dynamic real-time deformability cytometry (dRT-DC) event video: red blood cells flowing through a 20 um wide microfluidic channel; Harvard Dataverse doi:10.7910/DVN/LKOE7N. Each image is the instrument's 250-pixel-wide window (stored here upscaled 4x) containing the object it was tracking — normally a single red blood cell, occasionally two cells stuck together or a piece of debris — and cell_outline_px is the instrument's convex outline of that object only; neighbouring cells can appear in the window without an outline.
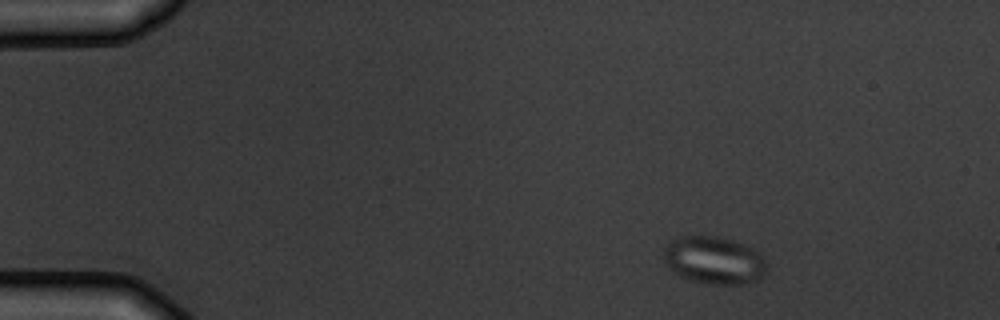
{"species": "common noctule bat (a hibernating species)", "species_latin": "Nyctalus noctula", "temperature_condition": "warm", "stored_images_in_passage": 3, "camera_frame_rate_fps": 3000, "um_per_image_px": 0.085, "animal": {"sex": "male", "body_mass_g": 19.5, "forearm_length_mm": 54.6}, "frame": {"image": 1, "passage_image": 1, "time_ms": 0.0, "image_size_px": [1000, 320], "cell_outline_px": [[768, 264], [764, 272], [756, 280], [744, 284], [708, 284], [692, 280], [680, 276], [668, 268], [664, 260], [664, 248], [668, 240], [680, 236], [724, 236], [744, 244], [760, 252]], "centroid_in_image_um": [60.68, 22.1], "position_along_channel_um": 24.3, "area_um2": 28.96}}